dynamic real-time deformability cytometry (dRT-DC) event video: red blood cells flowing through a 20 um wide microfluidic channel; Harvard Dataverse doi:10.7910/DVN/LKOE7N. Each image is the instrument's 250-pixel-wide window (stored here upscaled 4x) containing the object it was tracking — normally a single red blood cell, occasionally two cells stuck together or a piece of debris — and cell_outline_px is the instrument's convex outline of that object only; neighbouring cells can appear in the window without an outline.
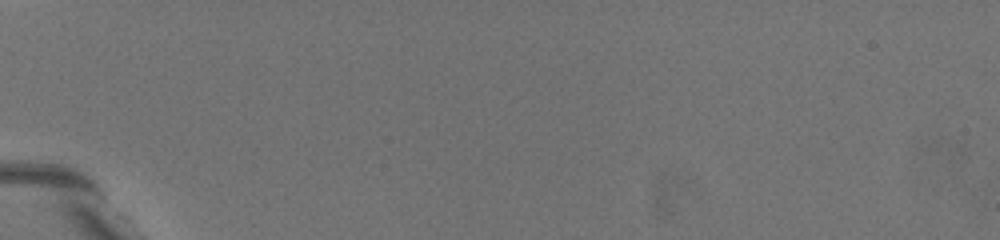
{"species": "common noctule bat (a hibernating species)", "species_latin": "Nyctalus noctula", "temperature_condition": "warm", "stored_images_in_passage": 5, "camera_frame_rate_fps": 3000, "um_per_image_px": 0.085, "animal": {"sex": "female", "body_mass_g": 19.5, "forearm_length_mm": 54.1}, "frame": {"image": 1, "passage_image": 1, "time_ms": 0.0, "image_size_px": [1000, 240], "cell_outline_px": [[184, 212], [176, 212], [160, 200], [120, 168], [116, 164], [104, 140], [104, 136], [128, 144], [160, 176], [184, 204]], "centroid_in_image_um": [12.15, 14.73], "position_along_channel_um": 72.8, "area_um2": 13.01}}